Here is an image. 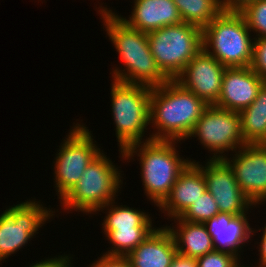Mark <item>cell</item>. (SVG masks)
<instances>
[{
	"instance_id": "6da1fadb",
	"label": "cell",
	"mask_w": 266,
	"mask_h": 267,
	"mask_svg": "<svg viewBox=\"0 0 266 267\" xmlns=\"http://www.w3.org/2000/svg\"><path fill=\"white\" fill-rule=\"evenodd\" d=\"M99 16L105 37L115 48L122 64L112 65L109 72L112 80L151 88L169 81L151 53L147 33L131 28L116 13H101Z\"/></svg>"
},
{
	"instance_id": "7a4b0ae2",
	"label": "cell",
	"mask_w": 266,
	"mask_h": 267,
	"mask_svg": "<svg viewBox=\"0 0 266 267\" xmlns=\"http://www.w3.org/2000/svg\"><path fill=\"white\" fill-rule=\"evenodd\" d=\"M183 142L149 140L131 145L120 151L118 157L126 164L139 162L142 189L147 201L156 208L169 195L171 188L180 173L193 161L181 155L180 145ZM178 147V148H177ZM137 158V159H134Z\"/></svg>"
},
{
	"instance_id": "3957f363",
	"label": "cell",
	"mask_w": 266,
	"mask_h": 267,
	"mask_svg": "<svg viewBox=\"0 0 266 267\" xmlns=\"http://www.w3.org/2000/svg\"><path fill=\"white\" fill-rule=\"evenodd\" d=\"M208 105L176 80L154 87L150 95L152 140L185 142Z\"/></svg>"
},
{
	"instance_id": "277c9868",
	"label": "cell",
	"mask_w": 266,
	"mask_h": 267,
	"mask_svg": "<svg viewBox=\"0 0 266 267\" xmlns=\"http://www.w3.org/2000/svg\"><path fill=\"white\" fill-rule=\"evenodd\" d=\"M106 154L105 150L102 151L87 166L75 187L59 202L62 211L55 208L57 218L60 213L62 216V212H81L91 219L100 207L118 199V194H121L123 185L125 186L123 176L126 175L122 174L124 171L118 163H114L115 160L112 161Z\"/></svg>"
},
{
	"instance_id": "5b68a950",
	"label": "cell",
	"mask_w": 266,
	"mask_h": 267,
	"mask_svg": "<svg viewBox=\"0 0 266 267\" xmlns=\"http://www.w3.org/2000/svg\"><path fill=\"white\" fill-rule=\"evenodd\" d=\"M110 80V112L115 125L113 130L118 151H125L131 145L152 140L150 132L152 88Z\"/></svg>"
},
{
	"instance_id": "8992f818",
	"label": "cell",
	"mask_w": 266,
	"mask_h": 267,
	"mask_svg": "<svg viewBox=\"0 0 266 267\" xmlns=\"http://www.w3.org/2000/svg\"><path fill=\"white\" fill-rule=\"evenodd\" d=\"M202 44L226 68L251 66L254 36L240 12L222 11L202 29Z\"/></svg>"
},
{
	"instance_id": "52a82bcc",
	"label": "cell",
	"mask_w": 266,
	"mask_h": 267,
	"mask_svg": "<svg viewBox=\"0 0 266 267\" xmlns=\"http://www.w3.org/2000/svg\"><path fill=\"white\" fill-rule=\"evenodd\" d=\"M78 121L76 119V123L73 122L65 138H62L52 161L53 188L59 202L75 187L87 166L104 150L97 144L93 131L86 123Z\"/></svg>"
},
{
	"instance_id": "ba28073f",
	"label": "cell",
	"mask_w": 266,
	"mask_h": 267,
	"mask_svg": "<svg viewBox=\"0 0 266 267\" xmlns=\"http://www.w3.org/2000/svg\"><path fill=\"white\" fill-rule=\"evenodd\" d=\"M119 200L100 207L92 216L105 213L101 225L105 240L110 243L108 249L101 254L126 257L133 249L143 242L157 227L153 215L129 204H120ZM135 208V209H134ZM153 219V220H152ZM154 221V222H153ZM154 223V224H153Z\"/></svg>"
},
{
	"instance_id": "9c48e42d",
	"label": "cell",
	"mask_w": 266,
	"mask_h": 267,
	"mask_svg": "<svg viewBox=\"0 0 266 267\" xmlns=\"http://www.w3.org/2000/svg\"><path fill=\"white\" fill-rule=\"evenodd\" d=\"M25 201V202H24ZM5 207L0 213V265L30 244L46 223L55 218V209L31 197ZM51 220V221H50ZM29 242V243H28Z\"/></svg>"
},
{
	"instance_id": "30bf717a",
	"label": "cell",
	"mask_w": 266,
	"mask_h": 267,
	"mask_svg": "<svg viewBox=\"0 0 266 267\" xmlns=\"http://www.w3.org/2000/svg\"><path fill=\"white\" fill-rule=\"evenodd\" d=\"M147 36L157 66L169 80H175L203 48L202 29L185 22L165 26Z\"/></svg>"
},
{
	"instance_id": "8fae6325",
	"label": "cell",
	"mask_w": 266,
	"mask_h": 267,
	"mask_svg": "<svg viewBox=\"0 0 266 267\" xmlns=\"http://www.w3.org/2000/svg\"><path fill=\"white\" fill-rule=\"evenodd\" d=\"M193 137V138H192ZM197 138L210 160L225 159L246 143L239 112L208 105L186 140ZM210 151V152H209ZM230 152V154H229Z\"/></svg>"
},
{
	"instance_id": "7c38bea8",
	"label": "cell",
	"mask_w": 266,
	"mask_h": 267,
	"mask_svg": "<svg viewBox=\"0 0 266 267\" xmlns=\"http://www.w3.org/2000/svg\"><path fill=\"white\" fill-rule=\"evenodd\" d=\"M193 162L203 171L207 191L214 197L219 212L237 216L257 208L244 194L233 169L224 159L203 162L194 159Z\"/></svg>"
},
{
	"instance_id": "4fadbf2b",
	"label": "cell",
	"mask_w": 266,
	"mask_h": 267,
	"mask_svg": "<svg viewBox=\"0 0 266 267\" xmlns=\"http://www.w3.org/2000/svg\"><path fill=\"white\" fill-rule=\"evenodd\" d=\"M247 198L260 208L266 204V144H245L224 159ZM264 204V205H263Z\"/></svg>"
},
{
	"instance_id": "5bb4252c",
	"label": "cell",
	"mask_w": 266,
	"mask_h": 267,
	"mask_svg": "<svg viewBox=\"0 0 266 267\" xmlns=\"http://www.w3.org/2000/svg\"><path fill=\"white\" fill-rule=\"evenodd\" d=\"M225 69L224 65L202 48L175 80L207 105H215L221 94Z\"/></svg>"
},
{
	"instance_id": "9a60e30c",
	"label": "cell",
	"mask_w": 266,
	"mask_h": 267,
	"mask_svg": "<svg viewBox=\"0 0 266 267\" xmlns=\"http://www.w3.org/2000/svg\"><path fill=\"white\" fill-rule=\"evenodd\" d=\"M97 3L93 6L95 11L97 10L96 13H116L128 26L147 34L165 26L183 22L172 0H133L132 11L128 17H123L113 7L109 8L106 2L99 3L98 1Z\"/></svg>"
},
{
	"instance_id": "2e32d148",
	"label": "cell",
	"mask_w": 266,
	"mask_h": 267,
	"mask_svg": "<svg viewBox=\"0 0 266 267\" xmlns=\"http://www.w3.org/2000/svg\"><path fill=\"white\" fill-rule=\"evenodd\" d=\"M249 215L250 213L235 216L219 212L204 223L213 239L215 250L233 253L243 259L244 247L253 243V226L249 222Z\"/></svg>"
},
{
	"instance_id": "e0dca14e",
	"label": "cell",
	"mask_w": 266,
	"mask_h": 267,
	"mask_svg": "<svg viewBox=\"0 0 266 267\" xmlns=\"http://www.w3.org/2000/svg\"><path fill=\"white\" fill-rule=\"evenodd\" d=\"M264 83L251 66L226 68L221 94L215 105L225 110L240 112L252 104Z\"/></svg>"
},
{
	"instance_id": "ac0fdd59",
	"label": "cell",
	"mask_w": 266,
	"mask_h": 267,
	"mask_svg": "<svg viewBox=\"0 0 266 267\" xmlns=\"http://www.w3.org/2000/svg\"><path fill=\"white\" fill-rule=\"evenodd\" d=\"M207 191L203 171L191 161L180 173L169 195L157 207L164 219L180 217L199 197Z\"/></svg>"
},
{
	"instance_id": "d6986e66",
	"label": "cell",
	"mask_w": 266,
	"mask_h": 267,
	"mask_svg": "<svg viewBox=\"0 0 266 267\" xmlns=\"http://www.w3.org/2000/svg\"><path fill=\"white\" fill-rule=\"evenodd\" d=\"M176 253L173 236L161 225L126 257L132 267H169Z\"/></svg>"
},
{
	"instance_id": "ffe728a7",
	"label": "cell",
	"mask_w": 266,
	"mask_h": 267,
	"mask_svg": "<svg viewBox=\"0 0 266 267\" xmlns=\"http://www.w3.org/2000/svg\"><path fill=\"white\" fill-rule=\"evenodd\" d=\"M168 221L173 222L164 225L173 236L177 252L199 258L215 250L213 239L204 223L184 221L180 217Z\"/></svg>"
},
{
	"instance_id": "44dd1931",
	"label": "cell",
	"mask_w": 266,
	"mask_h": 267,
	"mask_svg": "<svg viewBox=\"0 0 266 267\" xmlns=\"http://www.w3.org/2000/svg\"><path fill=\"white\" fill-rule=\"evenodd\" d=\"M241 131L246 144H266V83L251 105L239 112Z\"/></svg>"
},
{
	"instance_id": "7402d4cb",
	"label": "cell",
	"mask_w": 266,
	"mask_h": 267,
	"mask_svg": "<svg viewBox=\"0 0 266 267\" xmlns=\"http://www.w3.org/2000/svg\"><path fill=\"white\" fill-rule=\"evenodd\" d=\"M185 23L205 28L223 10L219 0H172Z\"/></svg>"
},
{
	"instance_id": "603a6c76",
	"label": "cell",
	"mask_w": 266,
	"mask_h": 267,
	"mask_svg": "<svg viewBox=\"0 0 266 267\" xmlns=\"http://www.w3.org/2000/svg\"><path fill=\"white\" fill-rule=\"evenodd\" d=\"M219 213L214 197L206 191L181 216L184 221L205 223Z\"/></svg>"
},
{
	"instance_id": "cb8c5ba5",
	"label": "cell",
	"mask_w": 266,
	"mask_h": 267,
	"mask_svg": "<svg viewBox=\"0 0 266 267\" xmlns=\"http://www.w3.org/2000/svg\"><path fill=\"white\" fill-rule=\"evenodd\" d=\"M240 13L245 17L254 38L266 37V0L252 2Z\"/></svg>"
},
{
	"instance_id": "d4e9b609",
	"label": "cell",
	"mask_w": 266,
	"mask_h": 267,
	"mask_svg": "<svg viewBox=\"0 0 266 267\" xmlns=\"http://www.w3.org/2000/svg\"><path fill=\"white\" fill-rule=\"evenodd\" d=\"M243 260L236 254L220 250L197 258L198 267H236Z\"/></svg>"
},
{
	"instance_id": "484cf974",
	"label": "cell",
	"mask_w": 266,
	"mask_h": 267,
	"mask_svg": "<svg viewBox=\"0 0 266 267\" xmlns=\"http://www.w3.org/2000/svg\"><path fill=\"white\" fill-rule=\"evenodd\" d=\"M251 68L266 83V37L254 38Z\"/></svg>"
},
{
	"instance_id": "4316f807",
	"label": "cell",
	"mask_w": 266,
	"mask_h": 267,
	"mask_svg": "<svg viewBox=\"0 0 266 267\" xmlns=\"http://www.w3.org/2000/svg\"><path fill=\"white\" fill-rule=\"evenodd\" d=\"M61 253L60 251L59 255L50 257L48 255V257L43 258V260H35L36 262L34 263L32 261V264L29 263L30 265H26L25 267H68L70 262L75 259V255L71 253L65 254V252L61 255Z\"/></svg>"
},
{
	"instance_id": "83f0119b",
	"label": "cell",
	"mask_w": 266,
	"mask_h": 267,
	"mask_svg": "<svg viewBox=\"0 0 266 267\" xmlns=\"http://www.w3.org/2000/svg\"><path fill=\"white\" fill-rule=\"evenodd\" d=\"M100 255L88 265L90 267H132L127 257Z\"/></svg>"
},
{
	"instance_id": "f1b7e54d",
	"label": "cell",
	"mask_w": 266,
	"mask_h": 267,
	"mask_svg": "<svg viewBox=\"0 0 266 267\" xmlns=\"http://www.w3.org/2000/svg\"><path fill=\"white\" fill-rule=\"evenodd\" d=\"M264 227V228H263ZM258 229V230H257ZM253 227V231H252V238H254V236H257L256 233H258L260 231L261 234H259V239H254L256 241H254L253 244L257 245L256 247L252 248L253 250L255 248H257L258 250V254H256L257 256H259V261L257 259V264H254V266L256 265V267H266V223L264 224V226H262L261 228L257 226ZM256 234V235H255ZM261 235V237H260ZM257 240H259L260 242H258Z\"/></svg>"
},
{
	"instance_id": "f546056e",
	"label": "cell",
	"mask_w": 266,
	"mask_h": 267,
	"mask_svg": "<svg viewBox=\"0 0 266 267\" xmlns=\"http://www.w3.org/2000/svg\"><path fill=\"white\" fill-rule=\"evenodd\" d=\"M255 1L257 0H219V3L223 11L240 12L248 4L255 2Z\"/></svg>"
},
{
	"instance_id": "4dcf8cb0",
	"label": "cell",
	"mask_w": 266,
	"mask_h": 267,
	"mask_svg": "<svg viewBox=\"0 0 266 267\" xmlns=\"http://www.w3.org/2000/svg\"><path fill=\"white\" fill-rule=\"evenodd\" d=\"M169 267H198L197 258L176 253Z\"/></svg>"
},
{
	"instance_id": "1f68e13d",
	"label": "cell",
	"mask_w": 266,
	"mask_h": 267,
	"mask_svg": "<svg viewBox=\"0 0 266 267\" xmlns=\"http://www.w3.org/2000/svg\"><path fill=\"white\" fill-rule=\"evenodd\" d=\"M247 265H249V263L245 265V263L243 264V262H240L236 267H256L253 264L251 266L250 265L247 266Z\"/></svg>"
},
{
	"instance_id": "d6a6232c",
	"label": "cell",
	"mask_w": 266,
	"mask_h": 267,
	"mask_svg": "<svg viewBox=\"0 0 266 267\" xmlns=\"http://www.w3.org/2000/svg\"><path fill=\"white\" fill-rule=\"evenodd\" d=\"M75 261L74 260H72L71 262H70V264L68 265V267H74L75 266V263H74ZM74 264V265H73ZM75 267H77V266H75ZM86 267H90L89 265H87Z\"/></svg>"
}]
</instances>
